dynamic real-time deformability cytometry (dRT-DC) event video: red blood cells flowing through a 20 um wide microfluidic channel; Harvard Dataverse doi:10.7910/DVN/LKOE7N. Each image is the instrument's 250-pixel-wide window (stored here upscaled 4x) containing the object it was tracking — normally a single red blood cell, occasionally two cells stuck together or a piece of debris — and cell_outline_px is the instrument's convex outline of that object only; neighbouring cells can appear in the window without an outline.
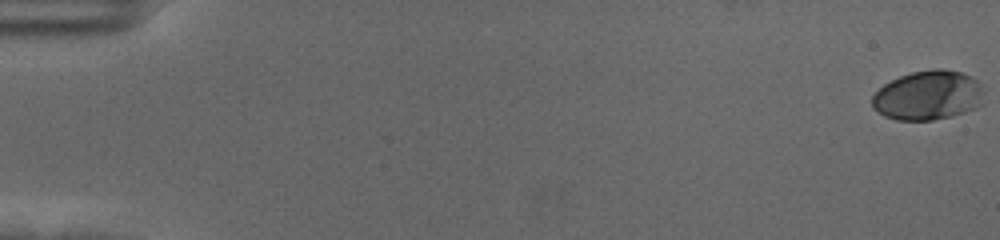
{"species": "human", "species_latin": "Homo sapiens", "temperature_condition": "cold", "stored_images_in_passage": 59, "camera_frame_rate_fps": 3000, "um_per_image_px": 0.085, "donor": {"sex": "female"}, "frame": {"image": 1, "passage_image": 1, "time_ms": 0.0, "image_size_px": [1000, 240], "cell_outline_px": [[984, 92], [980, 104], [976, 108], [952, 116], [932, 120], [896, 120], [884, 116], [872, 108], [872, 96], [884, 84], [900, 76], [912, 72], [936, 68], [940, 68], [960, 72], [972, 76], [984, 88]], "centroid_in_image_um": [78.89, 8.11], "position_along_channel_um": 6.1, "area_um2": 32.31}}
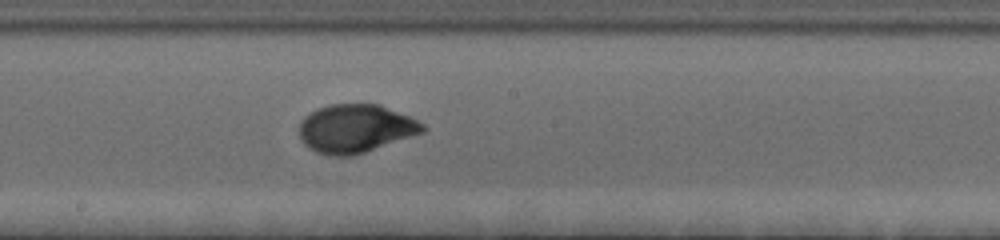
{"frame": {"image": 2, "passage_image": 34, "time_ms": 11.0, "image_size_px": [1000, 240], "cell_outline_px": [[428, 128], [424, 132], [352, 156], [328, 156], [316, 152], [308, 148], [304, 144], [300, 136], [300, 120], [304, 116], [316, 108], [328, 104], [380, 104], [408, 116], [424, 124]], "centroid_in_image_um": [30.19, 10.92], "position_along_channel_um": 218.0, "area_um2": 34.85}}
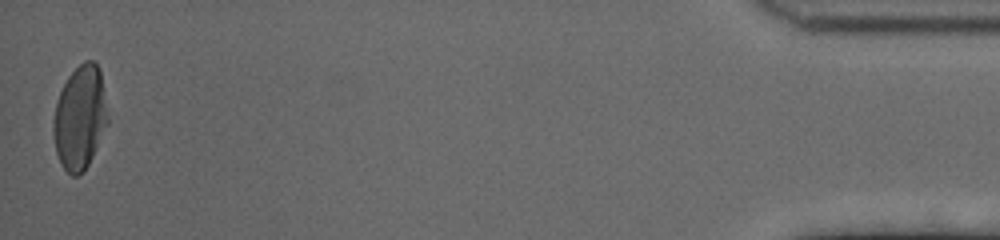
{"frame": {"image": 3, "passage_image": 59, "time_ms": 19.333, "image_size_px": [1000, 240], "cell_outline_px": [[108, 124], [88, 164], [76, 176], [72, 176], [64, 168], [56, 152], [52, 132], [52, 124], [56, 104], [60, 92], [68, 76], [84, 60], [92, 60], [100, 68], [108, 120]], "centroid_in_image_um": [6.78, 9.97], "position_along_channel_um": 428.4, "area_um2": 32.48}, "authors_computed_cell_mechanics": {"area_um2": 32.5414, "velocity_mm_per_s": 3.518, "shape_relaxation_time_tau1_ms": 3.5408, "shape_relaxation_time_tau2_ms": null, "deformation_change_tau1": 0.1821, "deformation_change_tau2": null}}